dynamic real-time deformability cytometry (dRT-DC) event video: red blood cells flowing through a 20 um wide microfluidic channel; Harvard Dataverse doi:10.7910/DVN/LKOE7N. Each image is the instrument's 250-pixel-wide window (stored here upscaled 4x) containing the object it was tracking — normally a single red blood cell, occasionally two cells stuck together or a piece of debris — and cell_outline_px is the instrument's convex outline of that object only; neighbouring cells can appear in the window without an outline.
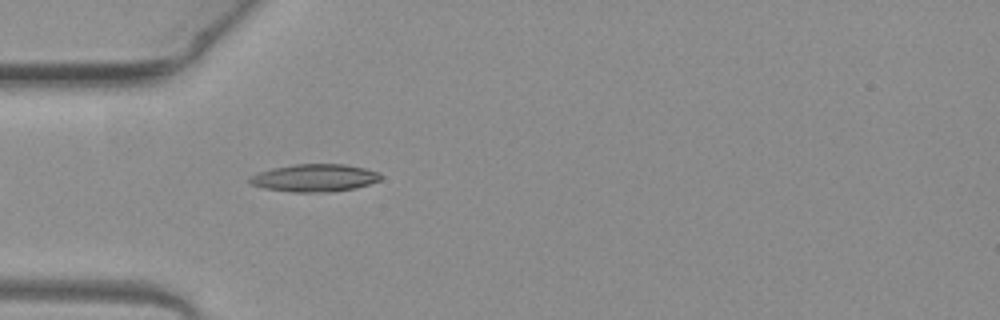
{"species": "common noctule bat (a hibernating species)", "species_latin": "Nyctalus noctula", "temperature_condition": "warm", "stored_images_in_passage": 5, "camera_frame_rate_fps": 3000, "um_per_image_px": 0.085, "animal": {"sex": "female", "body_mass_g": 19.3, "forearm_length_mm": 54.1}, "frame": {"image": 1, "passage_image": 5, "time_ms": 1.333, "image_size_px": [1000, 320], "cell_outline_px": [[384, 176], [380, 180], [356, 188], [328, 192], [292, 192], [264, 188], [252, 184], [248, 180], [252, 176], [260, 172], [272, 168], [296, 164], [344, 164], [364, 168], [380, 172]], "centroid_in_image_um": [26.79, 15.12], "position_along_channel_um": 58.2, "area_um2": 20.98}}